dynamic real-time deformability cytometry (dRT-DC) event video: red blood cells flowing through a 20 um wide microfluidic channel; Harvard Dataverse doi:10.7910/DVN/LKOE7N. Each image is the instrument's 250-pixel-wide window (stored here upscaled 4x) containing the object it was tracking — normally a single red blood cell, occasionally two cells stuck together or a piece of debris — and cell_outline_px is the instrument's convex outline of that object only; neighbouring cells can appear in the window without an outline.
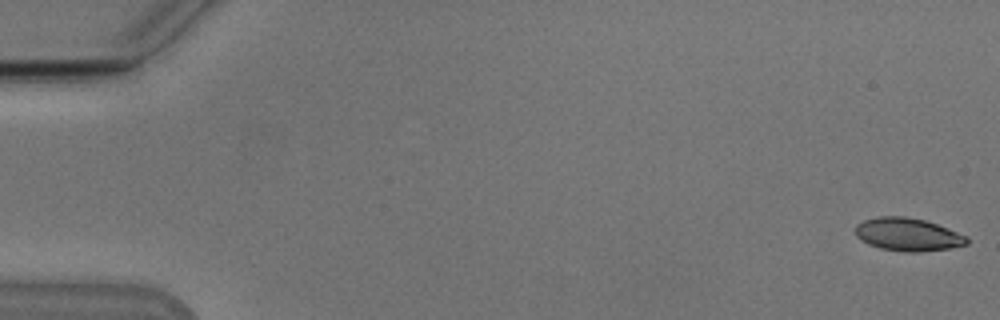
{"species": "Egyptian fruit bat (a non-hibernating species)", "species_latin": "Rousettus aegyptiacus", "temperature_condition": "cold", "stored_images_in_passage": 11, "camera_frame_rate_fps": 3000, "um_per_image_px": 0.085, "animal": {"sex": "male"}, "frame": {"image": 1, "passage_image": 1, "time_ms": 0.0, "image_size_px": [1000, 320], "cell_outline_px": [[968, 244], [948, 248], [920, 252], [904, 252], [880, 248], [868, 244], [860, 240], [856, 236], [856, 224], [864, 220], [876, 216], [904, 216], [924, 220], [948, 228], [968, 236]], "centroid_in_image_um": [77.15, 19.93], "position_along_channel_um": 7.8, "area_um2": 21.5}}